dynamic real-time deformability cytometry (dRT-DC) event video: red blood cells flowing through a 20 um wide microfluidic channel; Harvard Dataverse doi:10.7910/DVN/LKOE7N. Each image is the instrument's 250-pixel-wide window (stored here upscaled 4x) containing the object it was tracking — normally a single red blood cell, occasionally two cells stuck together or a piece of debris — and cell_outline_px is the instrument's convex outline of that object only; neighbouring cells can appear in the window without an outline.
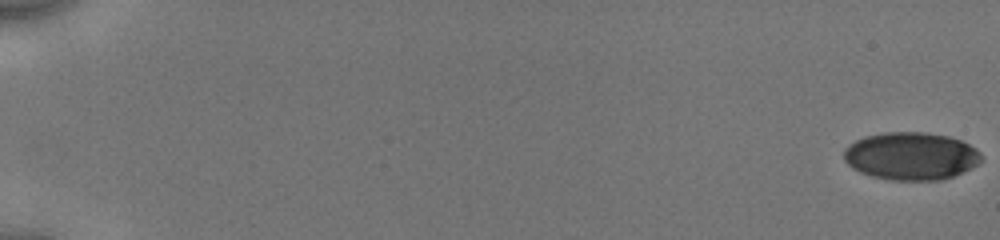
{"species": "human", "species_latin": "Homo sapiens", "temperature_condition": "cold", "stored_images_in_passage": 49, "camera_frame_rate_fps": 3000, "um_per_image_px": 0.085, "donor": {"sex": "male"}, "frame": {"image": 1, "passage_image": 1, "time_ms": 0.0, "image_size_px": [1000, 240], "cell_outline_px": [[984, 160], [952, 176], [940, 180], [888, 180], [872, 176], [860, 172], [852, 168], [844, 160], [844, 148], [848, 144], [864, 136], [884, 132], [924, 132], [948, 136], [960, 140], [976, 148], [980, 152]], "centroid_in_image_um": [77.4, 13.26], "position_along_channel_um": 7.6, "area_um2": 38.26}}
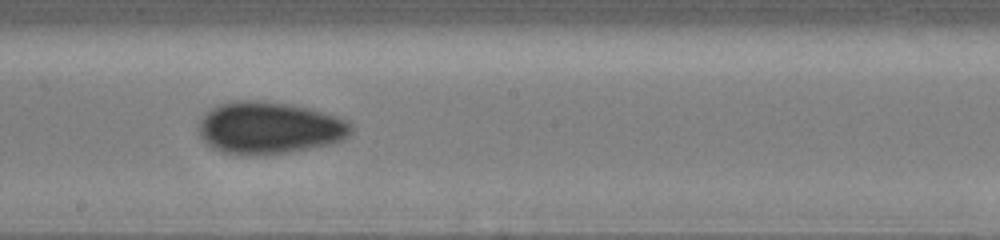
{"frame": {"image": 2, "passage_image": 27, "time_ms": 10.667, "image_size_px": [1000, 240], "cell_outline_px": [[356, 128], [344, 140], [332, 144], [288, 152], [256, 156], [244, 156], [220, 152], [212, 148], [196, 132], [200, 120], [216, 104], [236, 100], [260, 100], [288, 104], [312, 108], [348, 120]], "centroid_in_image_um": [22.9, 10.88], "position_along_channel_um": 225.3, "area_um2": 47.16}}
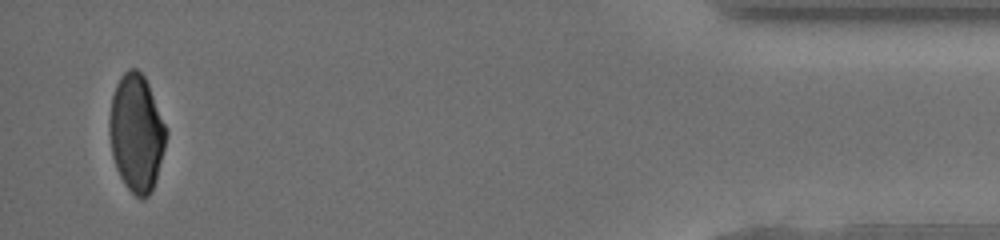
{"frame": {"image": 3, "passage_image": 49, "time_ms": 17.333, "image_size_px": [1000, 240], "cell_outline_px": [[168, 132], [156, 180], [152, 192], [148, 196], [140, 200], [124, 184], [116, 168], [112, 156], [108, 132], [108, 120], [112, 96], [116, 84], [120, 76], [128, 68], [136, 68], [144, 76], [148, 84], [168, 128]], "centroid_in_image_um": [11.59, 11.3], "position_along_channel_um": 423.6, "area_um2": 39.25}, "authors_computed_cell_mechanics": {"area_um2": 41.5004, "velocity_mm_per_s": 3.9519, "shape_relaxation_time_tau1_ms": 9.9342, "shape_relaxation_time_tau2_ms": 2.0184, "deformation_change_tau1": 0.1648, "deformation_change_tau2": 0.0484}}